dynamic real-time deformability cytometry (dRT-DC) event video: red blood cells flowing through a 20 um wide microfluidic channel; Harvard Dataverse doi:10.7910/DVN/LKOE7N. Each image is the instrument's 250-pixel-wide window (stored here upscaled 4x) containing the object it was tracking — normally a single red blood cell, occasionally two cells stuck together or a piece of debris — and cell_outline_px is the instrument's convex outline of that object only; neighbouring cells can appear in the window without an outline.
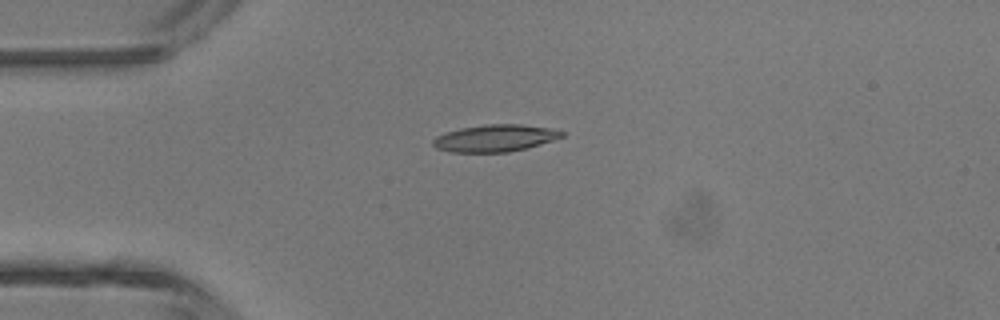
{"species": "common noctule bat (a hibernating species)", "species_latin": "Nyctalus noctula", "temperature_condition": "room temperature", "stored_images_in_passage": 3, "camera_frame_rate_fps": 3000, "um_per_image_px": 0.085, "animal": {"sex": "male", "body_mass_g": 13.3}, "frame": {"image": 1, "passage_image": 3, "time_ms": 3.0, "image_size_px": [1000, 320], "cell_outline_px": [[564, 136], [528, 148], [508, 152], [452, 152], [436, 148], [432, 144], [432, 140], [436, 136], [444, 132], [460, 128], [484, 124], [520, 124], [548, 128], [564, 132]], "centroid_in_image_um": [42.03, 11.74], "position_along_channel_um": 43.0, "area_um2": 20.29}}